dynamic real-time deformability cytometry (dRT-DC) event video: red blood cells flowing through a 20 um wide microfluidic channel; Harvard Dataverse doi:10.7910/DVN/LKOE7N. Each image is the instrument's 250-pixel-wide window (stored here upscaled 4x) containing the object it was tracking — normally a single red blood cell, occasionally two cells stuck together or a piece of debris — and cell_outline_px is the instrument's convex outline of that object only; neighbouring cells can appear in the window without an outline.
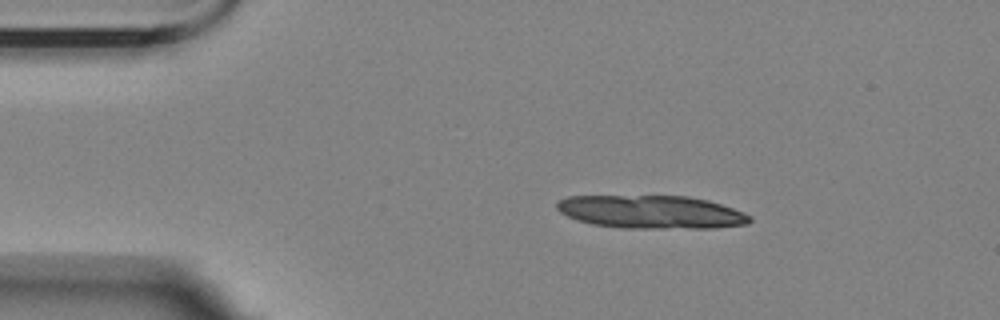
{"species": "Egyptian fruit bat (a non-hibernating species)", "species_latin": "Rousettus aegyptiacus", "temperature_condition": "room temperature", "stored_images_in_passage": 3, "camera_frame_rate_fps": 3000, "um_per_image_px": 0.085, "animal": {"sex": "female"}, "frame": {"image": 1, "passage_image": 1, "time_ms": 0.0, "image_size_px": [1000, 320], "cell_outline_px": [[752, 220], [748, 224], [712, 228], [620, 228], [592, 224], [576, 220], [560, 212], [556, 208], [556, 204], [560, 200], [568, 196], [688, 196], [708, 200], [744, 212], [752, 216]], "centroid_in_image_um": [55.36, 18.02], "position_along_channel_um": 29.6, "area_um2": 37.4}}